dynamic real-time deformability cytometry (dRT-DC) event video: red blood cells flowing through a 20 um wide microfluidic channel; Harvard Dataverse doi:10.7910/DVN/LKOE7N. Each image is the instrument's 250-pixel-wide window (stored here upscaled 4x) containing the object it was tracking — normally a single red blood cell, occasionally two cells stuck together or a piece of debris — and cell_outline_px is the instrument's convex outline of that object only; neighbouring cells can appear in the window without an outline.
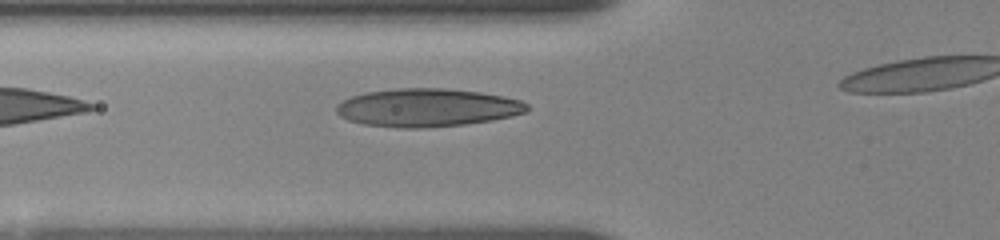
{"species": "human", "species_latin": "Homo sapiens", "temperature_condition": "room temperature", "stored_images_in_passage": 3, "segment_of_instrument_passage": [1, 2], "camera_frame_rate_fps": 3000, "um_per_image_px": 0.085, "donor": {"sex": "female"}, "frame": {"image": 1, "passage_image": 2, "time_ms": 1.333, "image_size_px": [1000, 240], "cell_outline_px": [[528, 112], [512, 116], [492, 120], [464, 124], [420, 128], [400, 128], [364, 124], [348, 120], [340, 116], [336, 112], [336, 104], [352, 96], [364, 92], [396, 88], [444, 88], [480, 92], [504, 96], [520, 100], [528, 104]], "centroid_in_image_um": [36.31, 9.14], "position_along_channel_um": 89.5, "area_um2": 42.48}}